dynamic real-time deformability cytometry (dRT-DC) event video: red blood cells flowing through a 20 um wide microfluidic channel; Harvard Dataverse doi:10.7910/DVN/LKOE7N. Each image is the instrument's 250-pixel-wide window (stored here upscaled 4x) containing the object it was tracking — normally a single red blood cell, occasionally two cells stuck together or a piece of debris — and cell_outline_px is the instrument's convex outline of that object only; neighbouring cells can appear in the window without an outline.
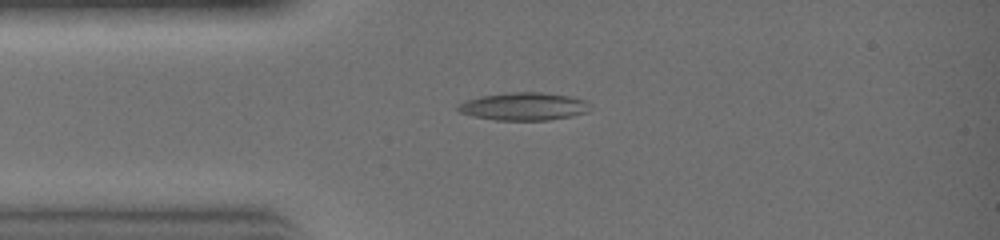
{"species": "common noctule bat (a hibernating species)", "species_latin": "Nyctalus noctula", "temperature_condition": "warm", "stored_images_in_passage": 29, "camera_frame_rate_fps": 3000, "um_per_image_px": 0.085, "animal": {"sex": "female", "body_mass_g": 19.0, "forearm_length_mm": 51.5}, "frame": {"image": 1, "passage_image": 5, "time_ms": 1.333, "image_size_px": [1000, 240], "cell_outline_px": [[588, 112], [572, 116], [548, 120], [496, 120], [476, 116], [460, 112], [456, 108], [460, 104], [468, 100], [484, 96], [508, 92], [540, 92], [568, 96], [584, 100]], "centroid_in_image_um": [44.52, 9.05], "position_along_channel_um": 40.5, "area_um2": 20.87}}
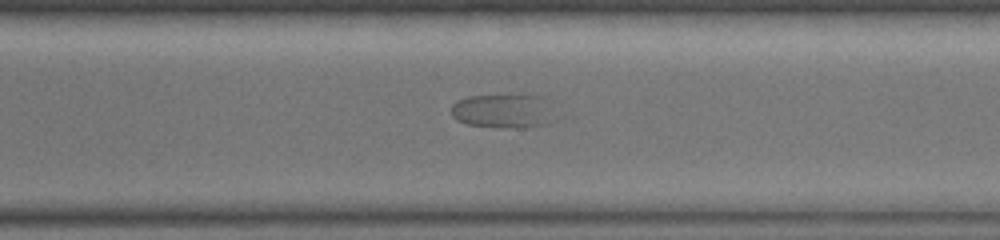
{"frame": {"image": 2, "passage_image": 20, "time_ms": 6.333, "image_size_px": [1000, 240], "cell_outline_px": [[544, 124], [516, 128], [500, 128], [464, 124], [456, 120], [452, 116], [452, 104], [456, 100], [468, 96], [508, 92], [520, 92], [544, 96]], "centroid_in_image_um": [42.54, 9.36], "position_along_channel_um": 328.1, "area_um2": 20.63}}
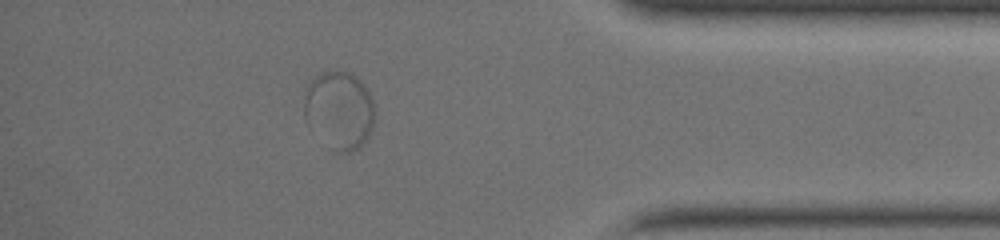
{"frame": {"image": 3, "passage_image": 25, "time_ms": 8.0, "image_size_px": [1000, 240], "cell_outline_px": [[376, 112], [372, 132], [356, 148], [348, 152], [336, 152], [328, 148], [304, 120], [304, 88], [320, 72], [348, 72], [356, 76], [364, 84], [372, 100]], "centroid_in_image_um": [28.82, 9.37], "position_along_channel_um": 406.4, "area_um2": 32.37}}